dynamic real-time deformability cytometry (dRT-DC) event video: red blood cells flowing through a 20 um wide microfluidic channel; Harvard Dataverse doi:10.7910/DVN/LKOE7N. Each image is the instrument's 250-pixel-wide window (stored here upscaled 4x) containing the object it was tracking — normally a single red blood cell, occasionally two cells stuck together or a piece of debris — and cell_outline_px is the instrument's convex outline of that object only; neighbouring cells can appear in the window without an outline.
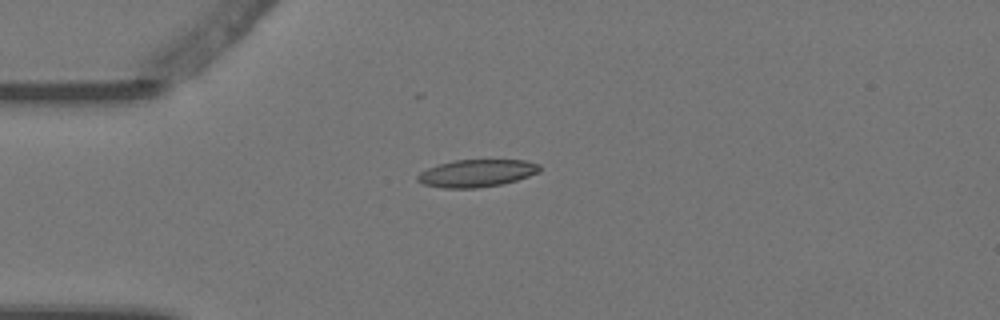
{"species": "Egyptian fruit bat (a non-hibernating species)", "species_latin": "Rousettus aegyptiacus", "temperature_condition": "warm", "stored_images_in_passage": 4, "camera_frame_rate_fps": 3000, "um_per_image_px": 0.085, "animal": {"sex": "female"}, "frame": {"image": 1, "passage_image": 4, "time_ms": 1.0, "image_size_px": [1000, 320], "cell_outline_px": [[540, 172], [516, 180], [500, 184], [476, 188], [444, 188], [424, 184], [416, 180], [416, 176], [420, 172], [428, 168], [440, 164], [456, 160], [524, 160], [540, 164]], "centroid_in_image_um": [40.52, 14.72], "position_along_channel_um": 44.5, "area_um2": 19.36}}